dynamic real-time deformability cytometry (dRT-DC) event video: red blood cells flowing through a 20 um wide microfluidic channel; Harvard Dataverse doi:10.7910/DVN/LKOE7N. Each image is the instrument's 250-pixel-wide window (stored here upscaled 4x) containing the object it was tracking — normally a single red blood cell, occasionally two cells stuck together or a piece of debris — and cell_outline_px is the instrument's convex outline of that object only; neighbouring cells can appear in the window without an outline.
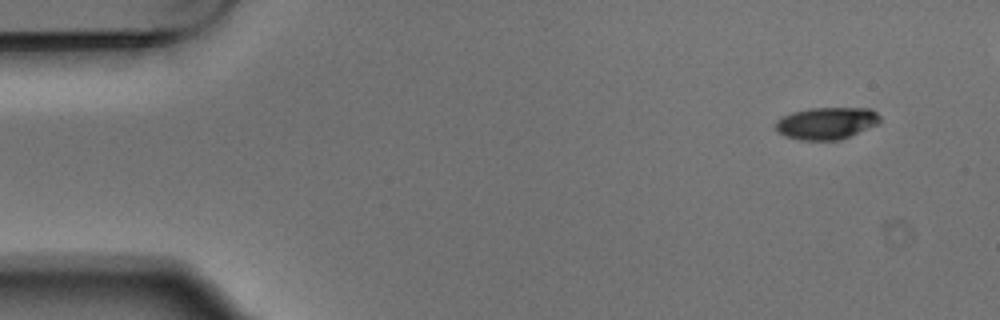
{"species": "Egyptian fruit bat (a non-hibernating species)", "species_latin": "Rousettus aegyptiacus", "temperature_condition": "warm", "stored_images_in_passage": 5, "camera_frame_rate_fps": 3000, "um_per_image_px": 0.085, "animal": {"sex": "male"}, "frame": {"image": 1, "passage_image": 1, "time_ms": 0.0, "image_size_px": [1000, 320], "cell_outline_px": [[880, 120], [876, 124], [840, 140], [800, 140], [784, 136], [776, 132], [776, 120], [792, 112], [808, 108], [872, 108], [880, 116]], "centroid_in_image_um": [70.22, 10.47], "position_along_channel_um": 14.8, "area_um2": 19.48}}